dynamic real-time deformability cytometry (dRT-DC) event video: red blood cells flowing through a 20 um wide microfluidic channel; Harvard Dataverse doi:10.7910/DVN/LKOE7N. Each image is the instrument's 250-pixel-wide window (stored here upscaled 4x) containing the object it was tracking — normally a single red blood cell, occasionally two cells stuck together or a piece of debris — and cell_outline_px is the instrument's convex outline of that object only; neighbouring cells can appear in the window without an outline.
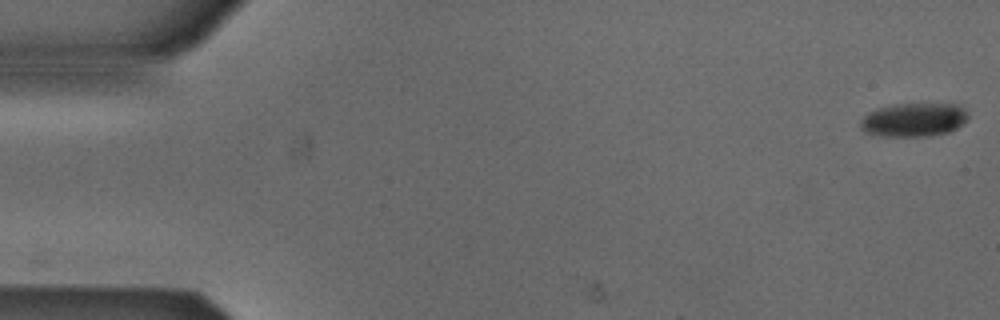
{"species": "Egyptian fruit bat (a non-hibernating species)", "species_latin": "Rousettus aegyptiacus", "temperature_condition": "cold", "stored_images_in_passage": 39, "camera_frame_rate_fps": 3000, "um_per_image_px": 0.085, "animal": {"sex": "male"}, "frame": {"image": 1, "passage_image": 1, "time_ms": 0.0, "image_size_px": [1000, 320], "cell_outline_px": [[968, 120], [956, 128], [948, 132], [928, 136], [884, 136], [868, 132], [860, 128], [860, 120], [868, 112], [880, 108], [896, 104], [956, 104], [964, 108], [968, 112]], "centroid_in_image_um": [77.7, 10.18], "position_along_channel_um": 7.3, "area_um2": 20.98}}
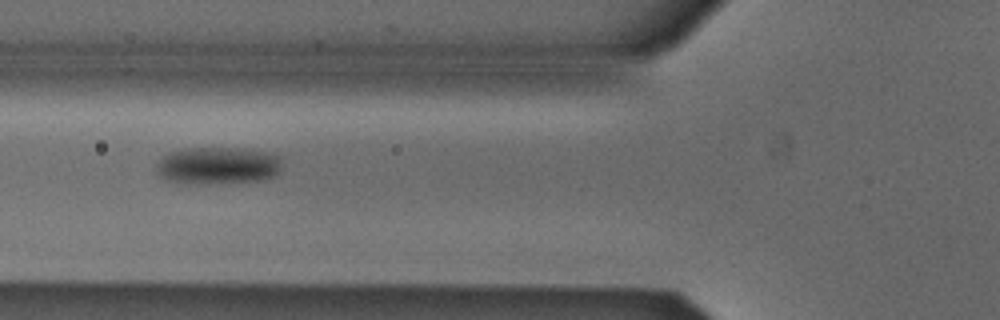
{"frame": {"image": 2, "passage_image": 20, "time_ms": 6.333, "image_size_px": [1000, 320], "cell_outline_px": [[280, 172], [276, 176], [264, 180], [208, 184], [184, 184], [164, 180], [156, 172], [156, 164], [164, 156], [172, 152], [184, 148], [244, 148], [268, 152], [280, 156]], "centroid_in_image_um": [18.52, 14.09], "position_along_channel_um": 107.3, "area_um2": 27.8}}
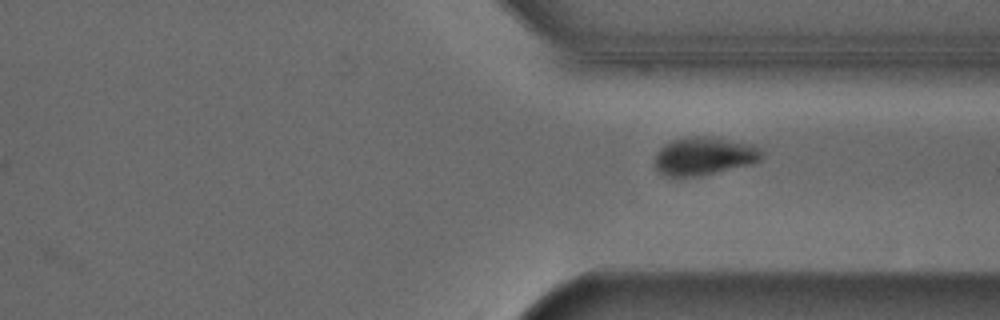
{"frame": {"image": 3, "passage_image": 39, "time_ms": 12.667, "image_size_px": [1000, 320], "cell_outline_px": [[760, 160], [752, 164], [700, 176], [664, 176], [656, 168], [656, 152], [664, 144], [672, 140], [688, 136], [712, 136], [752, 144], [760, 148]], "centroid_in_image_um": [59.84, 13.25], "position_along_channel_um": 351.6, "area_um2": 23.76}}